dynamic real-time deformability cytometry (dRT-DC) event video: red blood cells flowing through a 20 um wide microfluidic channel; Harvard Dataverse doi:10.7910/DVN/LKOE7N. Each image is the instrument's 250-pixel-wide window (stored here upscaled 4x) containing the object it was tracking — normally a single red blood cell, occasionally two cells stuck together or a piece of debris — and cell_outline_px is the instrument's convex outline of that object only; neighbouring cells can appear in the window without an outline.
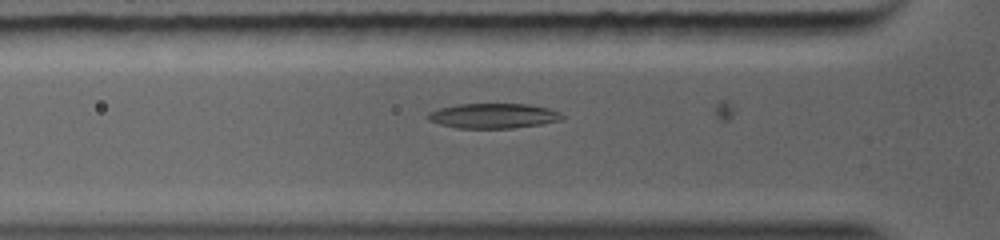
{"species": "common noctule bat (a hibernating species)", "species_latin": "Nyctalus noctula", "temperature_condition": "warm", "stored_images_in_passage": 25, "camera_frame_rate_fps": 5000, "um_per_image_px": 0.085, "animal": {"sex": "female", "body_mass_g": 19.0, "forearm_length_mm": 56.7}, "frame": {"image": 1, "passage_image": 9, "time_ms": 3.0, "image_size_px": [1000, 240], "cell_outline_px": [[556, 112], [552, 120], [536, 124], [508, 128], [460, 128], [444, 124], [432, 120], [428, 116], [428, 112], [440, 108], [456, 104], [528, 104], [548, 108]], "centroid_in_image_um": [41.77, 9.82], "position_along_channel_um": 84.0, "area_um2": 18.32}}
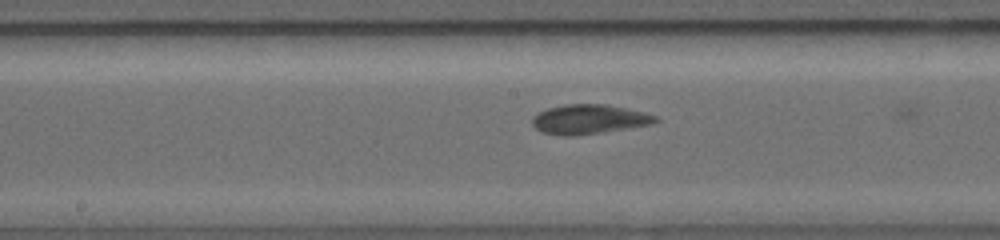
{"frame": {"image": 2, "passage_image": 15, "time_ms": 5.4, "image_size_px": [1000, 240], "cell_outline_px": [[656, 120], [640, 124], [584, 132], [548, 132], [540, 128], [536, 124], [536, 116], [540, 112], [548, 108], [568, 104], [604, 104], [624, 108], [652, 116]], "centroid_in_image_um": [50.0, 10.03], "position_along_channel_um": 198.2, "area_um2": 17.98}}
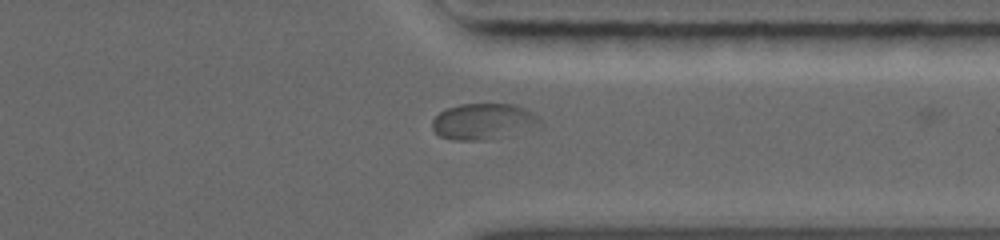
{"frame": {"image": 3, "passage_image": 24, "time_ms": 9.0, "image_size_px": [1000, 240], "cell_outline_px": [[528, 112], [472, 136], [440, 136], [436, 132], [432, 124], [432, 120], [440, 112], [448, 108], [460, 104], [516, 104], [524, 108]], "centroid_in_image_um": [40.29, 10.07], "position_along_channel_um": 371.1, "area_um2": 15.55}}